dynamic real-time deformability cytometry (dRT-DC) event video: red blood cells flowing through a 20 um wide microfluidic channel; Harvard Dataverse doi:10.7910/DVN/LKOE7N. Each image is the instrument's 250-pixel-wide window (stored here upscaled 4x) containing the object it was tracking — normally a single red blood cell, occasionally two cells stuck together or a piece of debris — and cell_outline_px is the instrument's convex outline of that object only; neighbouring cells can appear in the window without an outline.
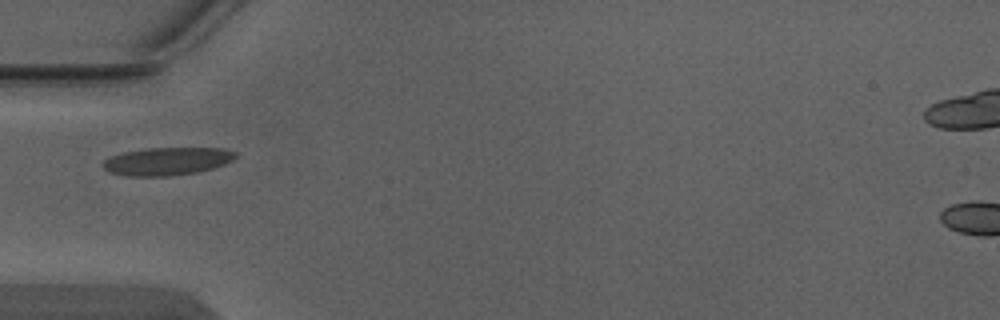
{"species": "Egyptian fruit bat (a non-hibernating species)", "species_latin": "Rousettus aegyptiacus", "temperature_condition": "warm", "stored_images_in_passage": 1, "camera_frame_rate_fps": 3000, "um_per_image_px": 0.085, "animal": {"sex": "male"}, "frame": {"image": 1, "passage_image": 1, "time_ms": 0.0, "image_size_px": [1000, 320], "cell_outline_px": [[236, 156], [232, 160], [224, 164], [212, 168], [196, 172], [168, 176], [128, 176], [108, 172], [100, 164], [104, 160], [112, 156], [124, 152], [148, 148], [224, 148], [236, 152]], "centroid_in_image_um": [14.18, 13.7], "position_along_channel_um": 70.8, "area_um2": 21.44}}